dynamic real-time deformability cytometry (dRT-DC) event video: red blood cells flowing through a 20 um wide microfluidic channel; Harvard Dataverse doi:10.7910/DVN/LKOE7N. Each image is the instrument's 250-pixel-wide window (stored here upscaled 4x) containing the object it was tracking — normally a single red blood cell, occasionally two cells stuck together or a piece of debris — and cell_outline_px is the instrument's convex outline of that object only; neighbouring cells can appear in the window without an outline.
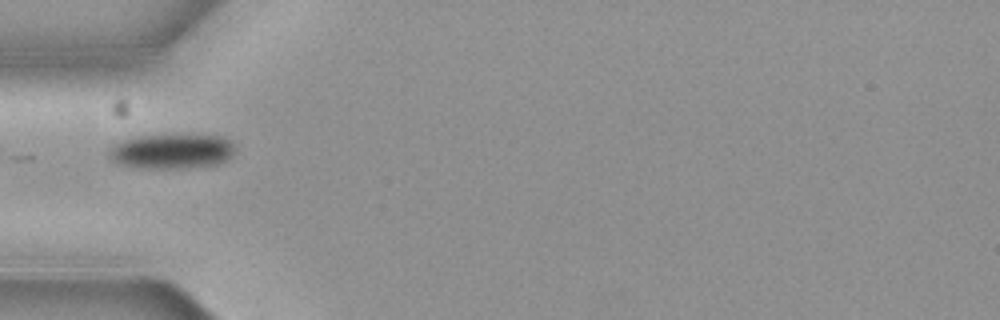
{"species": "common noctule bat (a hibernating species)", "species_latin": "Nyctalus noctula", "temperature_condition": "cold", "stored_images_in_passage": 4, "camera_frame_rate_fps": 3000, "um_per_image_px": 0.085, "animal": {"sex": "female", "body_mass_g": 19.3, "forearm_length_mm": 54.1}, "frame": {"image": 1, "passage_image": 1, "time_ms": 0.0, "image_size_px": [1000, 320], "cell_outline_px": [[236, 152], [232, 156], [216, 164], [184, 168], [152, 168], [120, 164], [112, 160], [108, 156], [108, 152], [120, 140], [136, 136], [224, 136], [232, 140], [236, 148]], "centroid_in_image_um": [14.65, 12.86], "position_along_channel_um": 70.4, "area_um2": 25.26}}
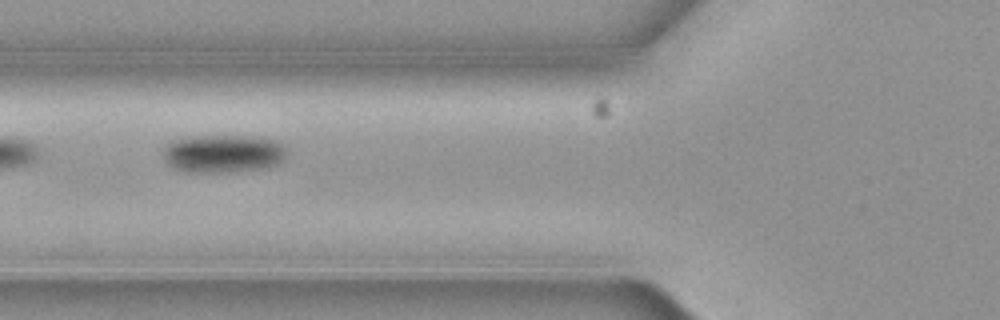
{"frame": {"image": 2, "passage_image": 2, "time_ms": 0.333, "image_size_px": [1000, 320], "cell_outline_px": [[284, 160], [276, 164], [260, 168], [228, 172], [188, 172], [172, 168], [164, 160], [160, 152], [172, 140], [192, 136], [256, 136], [280, 140], [284, 148]], "centroid_in_image_um": [18.92, 13.04], "position_along_channel_um": 106.9, "area_um2": 27.63}}
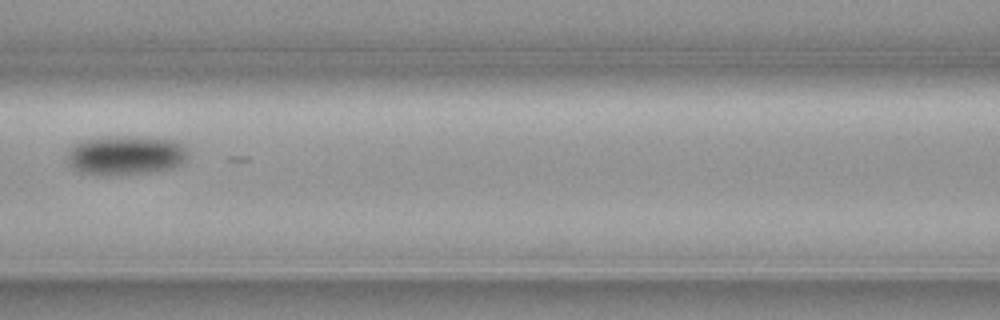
{"frame": {"image": 3, "passage_image": 3, "time_ms": 0.667, "image_size_px": [1000, 320], "cell_outline_px": [[188, 156], [180, 164], [168, 168], [148, 172], [112, 176], [100, 176], [80, 172], [72, 168], [68, 160], [68, 156], [72, 144], [84, 140], [100, 136], [148, 136], [172, 140], [180, 144], [188, 152]], "centroid_in_image_um": [10.63, 13.19], "position_along_channel_um": 156.0, "area_um2": 27.98}}